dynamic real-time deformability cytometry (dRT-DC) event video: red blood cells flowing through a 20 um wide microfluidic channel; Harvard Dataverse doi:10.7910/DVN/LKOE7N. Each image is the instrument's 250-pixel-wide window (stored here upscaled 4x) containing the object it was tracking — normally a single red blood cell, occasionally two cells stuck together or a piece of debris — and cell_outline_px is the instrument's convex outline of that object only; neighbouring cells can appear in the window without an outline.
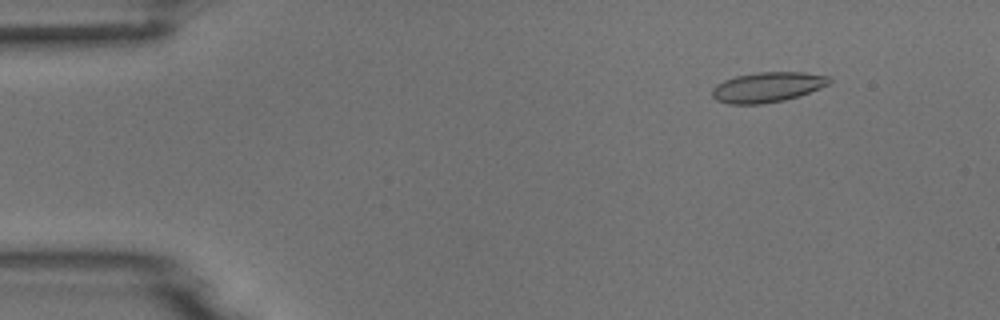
{"species": "common noctule bat (a hibernating species)", "species_latin": "Nyctalus noctula", "temperature_condition": "room temperature", "stored_images_in_passage": 20, "camera_frame_rate_fps": 3000, "um_per_image_px": 0.085, "animal": {"sex": "male", "body_mass_g": 18.8}, "frame": {"image": 1, "passage_image": 6, "time_ms": 1.667, "image_size_px": [1000, 320], "cell_outline_px": [[832, 84], [800, 96], [784, 100], [760, 104], [728, 104], [716, 100], [712, 96], [712, 88], [716, 84], [724, 80], [736, 76], [760, 72], [804, 72], [832, 76]], "centroid_in_image_um": [65.29, 7.4], "position_along_channel_um": 19.7, "area_um2": 20.87}}
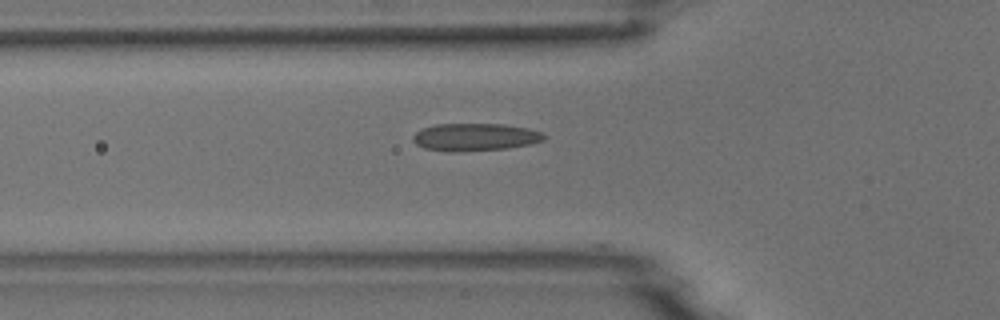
{"frame": {"image": 2, "passage_image": 18, "time_ms": 5.667, "image_size_px": [1000, 320], "cell_outline_px": [[544, 140], [532, 144], [508, 148], [460, 152], [452, 152], [424, 148], [416, 144], [412, 140], [412, 136], [420, 128], [436, 124], [504, 124], [528, 128], [544, 132]], "centroid_in_image_um": [40.37, 11.65], "position_along_channel_um": 85.4, "area_um2": 21.33}}